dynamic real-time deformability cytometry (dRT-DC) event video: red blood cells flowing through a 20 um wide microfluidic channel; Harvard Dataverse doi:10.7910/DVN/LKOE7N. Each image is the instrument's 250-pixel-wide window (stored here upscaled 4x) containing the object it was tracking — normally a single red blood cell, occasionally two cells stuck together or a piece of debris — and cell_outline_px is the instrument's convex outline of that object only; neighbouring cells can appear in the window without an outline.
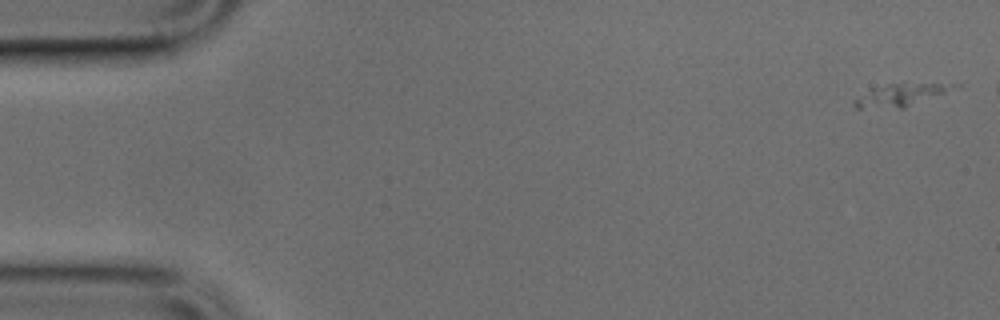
{"species": "common noctule bat (a hibernating species)", "species_latin": "Nyctalus noctula", "temperature_condition": "cold", "stored_images_in_passage": 12, "camera_frame_rate_fps": 3000, "um_per_image_px": 0.085, "animal": {"sex": "male", "body_mass_g": 17.9, "forearm_length_mm": 54.2}, "frame": {"image": 1, "passage_image": 1, "time_ms": 0.0, "image_size_px": [1000, 320], "cell_outline_px": [[960, 84], [944, 92], [904, 108], [856, 108], [852, 104], [852, 100], [872, 88], [888, 84]], "centroid_in_image_um": [76.4, 8.1], "position_along_channel_um": 8.6, "area_um2": 12.37}}